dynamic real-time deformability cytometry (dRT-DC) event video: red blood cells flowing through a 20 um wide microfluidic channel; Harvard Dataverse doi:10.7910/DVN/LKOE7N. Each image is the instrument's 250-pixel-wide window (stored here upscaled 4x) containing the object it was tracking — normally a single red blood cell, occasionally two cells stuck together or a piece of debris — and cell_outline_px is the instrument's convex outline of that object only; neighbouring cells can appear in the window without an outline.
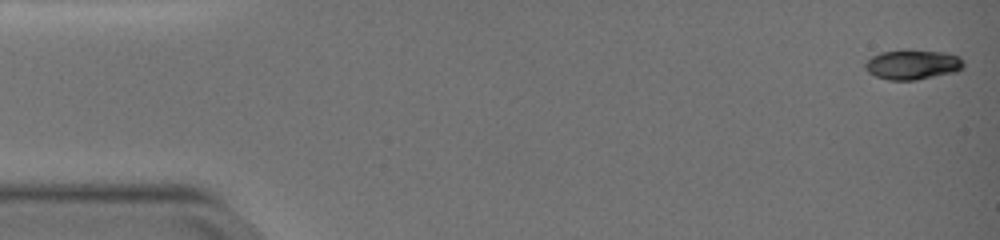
{"species": "common noctule bat (a hibernating species)", "species_latin": "Nyctalus noctula", "temperature_condition": "warm", "stored_images_in_passage": 8, "camera_frame_rate_fps": 3000, "um_per_image_px": 0.085, "animal": {"sex": "female", "body_mass_g": 19.0, "forearm_length_mm": 51.5}, "frame": {"image": 1, "passage_image": 1, "time_ms": 0.0, "image_size_px": [1000, 240], "cell_outline_px": [[964, 68], [956, 72], [916, 80], [888, 80], [876, 76], [868, 72], [864, 68], [864, 64], [872, 56], [880, 52], [944, 52], [960, 56], [964, 64]], "centroid_in_image_um": [77.59, 5.53], "position_along_channel_um": 7.4, "area_um2": 16.65}}